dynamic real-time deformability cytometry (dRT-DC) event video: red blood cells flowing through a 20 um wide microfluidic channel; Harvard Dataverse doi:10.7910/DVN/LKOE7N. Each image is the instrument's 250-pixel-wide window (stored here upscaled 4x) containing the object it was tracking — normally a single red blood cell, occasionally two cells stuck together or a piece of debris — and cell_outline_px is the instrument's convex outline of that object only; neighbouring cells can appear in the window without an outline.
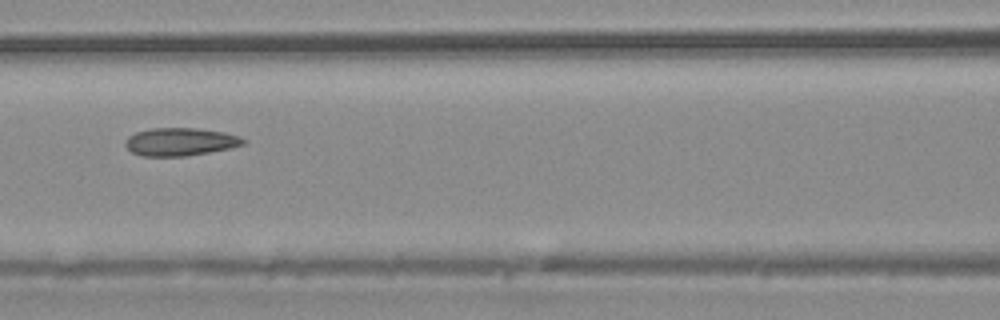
{"species": "common noctule bat (a hibernating species)", "species_latin": "Nyctalus noctula", "temperature_condition": "warm", "stored_images_in_passage": 8, "camera_frame_rate_fps": 3000, "um_per_image_px": 0.085, "animal": {"sex": "male", "body_mass_g": 20.4}, "frame": {"image": 1, "passage_image": 6, "time_ms": 5.667, "image_size_px": [1000, 320], "cell_outline_px": [[248, 140], [244, 144], [228, 148], [188, 156], [140, 156], [132, 152], [124, 144], [124, 140], [128, 136], [136, 132], [152, 128], [196, 128], [224, 132], [240, 136]], "centroid_in_image_um": [15.31, 12.05], "position_along_channel_um": 151.3, "area_um2": 19.25}}